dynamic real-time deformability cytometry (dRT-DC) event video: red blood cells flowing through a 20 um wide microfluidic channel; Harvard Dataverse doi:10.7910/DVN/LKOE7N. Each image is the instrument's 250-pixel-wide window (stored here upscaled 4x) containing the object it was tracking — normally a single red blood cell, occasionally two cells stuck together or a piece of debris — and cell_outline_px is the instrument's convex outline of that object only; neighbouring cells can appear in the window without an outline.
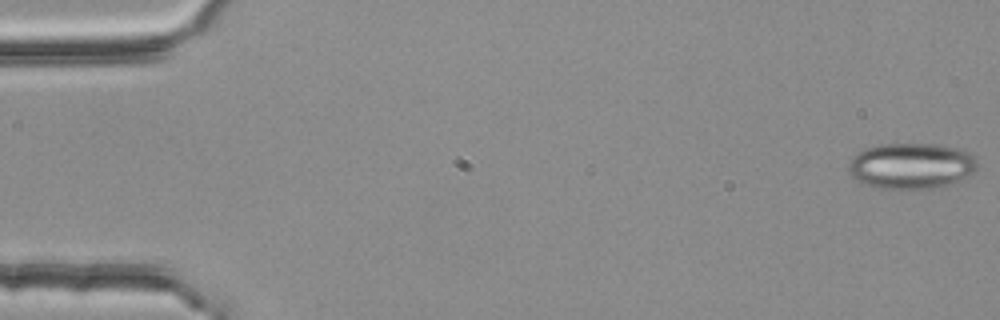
{"species": "common noctule bat (a hibernating species)", "species_latin": "Nyctalus noctula", "temperature_condition": "room temperature", "stored_images_in_passage": 54, "camera_frame_rate_fps": 3000, "um_per_image_px": 0.085, "animal": {"sex": "female", "body_mass_g": 25.1}, "frame": {"image": 1, "passage_image": 1, "time_ms": 0.0, "image_size_px": [1000, 320], "cell_outline_px": [[976, 168], [964, 180], [940, 188], [876, 188], [864, 184], [856, 180], [852, 176], [848, 168], [848, 164], [852, 156], [856, 152], [864, 148], [876, 144], [940, 144], [956, 148], [968, 152], [976, 156]], "centroid_in_image_um": [77.45, 14.09], "position_along_channel_um": 7.6, "area_um2": 34.91}}
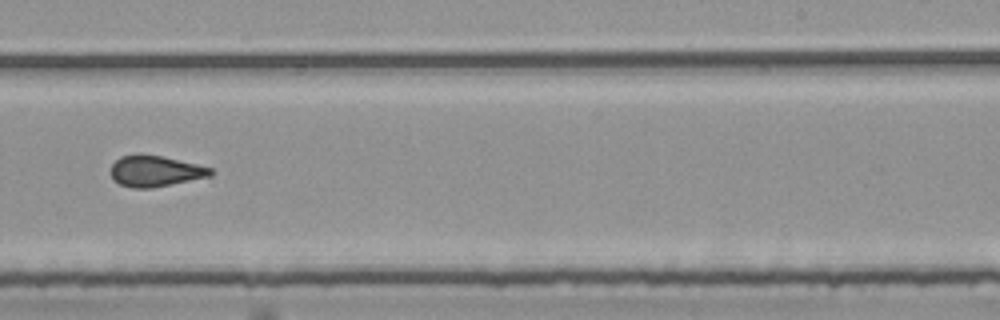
{"frame": {"image": 2, "passage_image": 34, "time_ms": 11.0, "image_size_px": [1000, 320], "cell_outline_px": [[212, 172], [208, 176], [152, 188], [132, 188], [120, 184], [112, 180], [108, 172], [112, 164], [120, 156], [160, 156], [196, 164], [212, 168]], "centroid_in_image_um": [13.11, 14.57], "position_along_channel_um": 275.9, "area_um2": 17.57}}
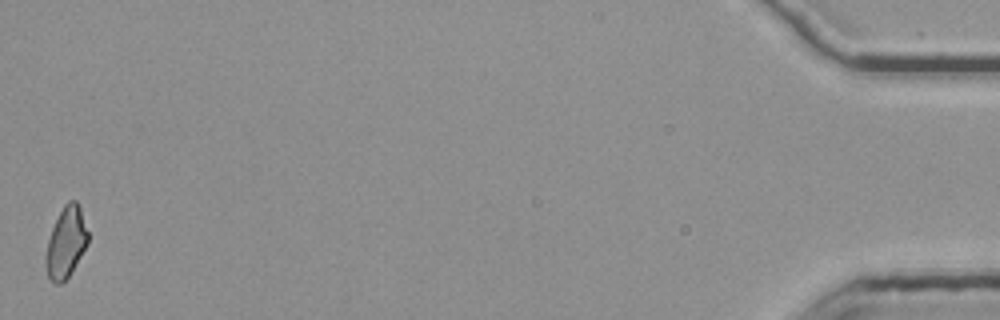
{"frame": {"image": 3, "passage_image": 54, "time_ms": 17.667, "image_size_px": [1000, 320], "cell_outline_px": [[88, 244], [68, 276], [60, 284], [56, 284], [48, 276], [44, 264], [44, 256], [48, 240], [52, 228], [64, 204], [68, 200], [76, 200], [80, 208], [88, 232]], "centroid_in_image_um": [5.59, 20.6], "position_along_channel_um": 429.6, "area_um2": 17.28}, "authors_computed_cell_mechanics": {"area_um2": 18.4093, "velocity_mm_per_s": 3.801, "shape_relaxation_time_tau1_ms": null, "shape_relaxation_time_tau2_ms": 1.8458, "deformation_change_tau1": null, "deformation_change_tau2": 0.1041}}